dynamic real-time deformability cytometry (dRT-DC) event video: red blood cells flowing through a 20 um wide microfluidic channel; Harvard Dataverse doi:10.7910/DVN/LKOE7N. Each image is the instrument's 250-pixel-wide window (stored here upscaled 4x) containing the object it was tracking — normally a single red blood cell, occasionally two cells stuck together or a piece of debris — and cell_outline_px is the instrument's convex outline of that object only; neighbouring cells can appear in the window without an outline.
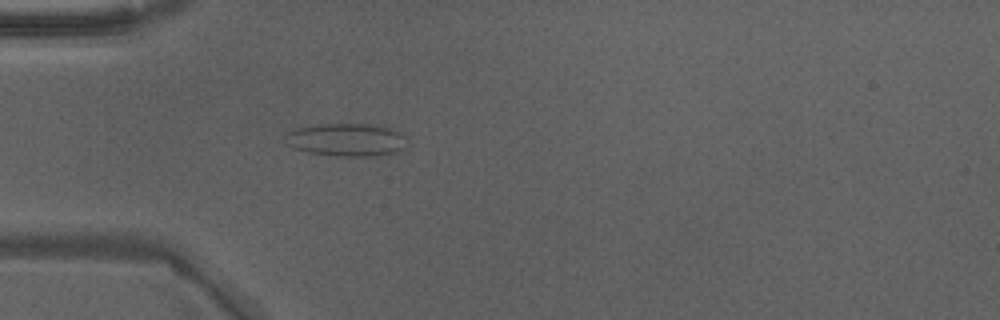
{"species": "Egyptian fruit bat (a non-hibernating species)", "species_latin": "Rousettus aegyptiacus", "temperature_condition": "warm", "stored_images_in_passage": 48, "camera_frame_rate_fps": 3000, "um_per_image_px": 0.085, "animal": {"sex": "male"}, "frame": {"image": 1, "passage_image": 14, "time_ms": 4.333, "image_size_px": [1000, 320], "cell_outline_px": [[408, 140], [396, 152], [376, 156], [336, 156], [308, 152], [296, 148], [288, 144], [292, 132], [296, 128], [320, 124], [376, 124], [400, 132]], "centroid_in_image_um": [29.54, 11.88], "position_along_channel_um": 55.5, "area_um2": 22.77}}
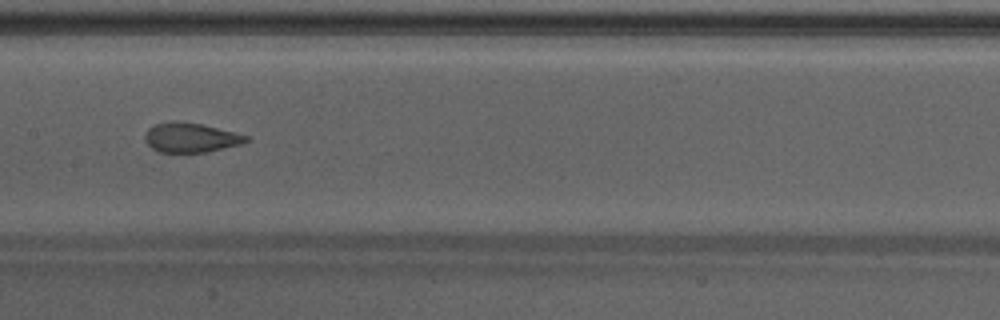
{"frame": {"image": 2, "passage_image": 24, "time_ms": 7.667, "image_size_px": [1000, 320], "cell_outline_px": [[252, 140], [240, 144], [204, 152], [160, 152], [152, 148], [144, 140], [144, 132], [148, 128], [156, 124], [176, 120], [200, 124], [248, 136]], "centroid_in_image_um": [16.16, 11.69], "position_along_channel_um": 191.2, "area_um2": 17.22}}
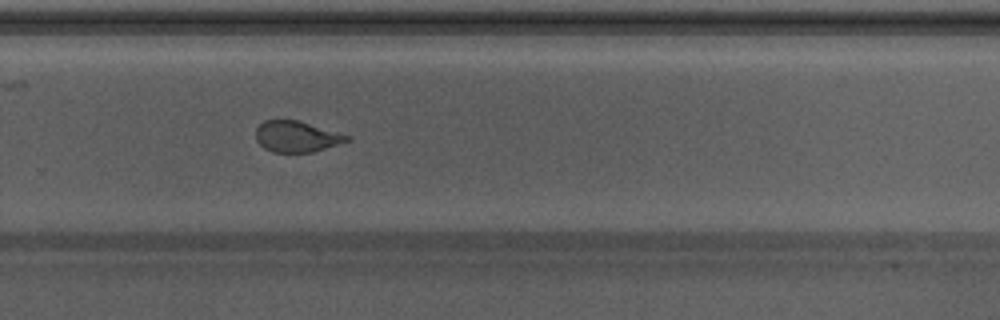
{"frame": {"image": 3, "passage_image": 32, "time_ms": 10.333, "image_size_px": [1000, 320], "cell_outline_px": [[352, 140], [312, 152], [272, 152], [264, 148], [256, 140], [256, 128], [264, 120], [296, 120], [352, 136]], "centroid_in_image_um": [25.22, 11.61], "position_along_channel_um": 304.6, "area_um2": 16.42}, "authors_computed_cell_mechanics": {"area_um2": 19.5364, "velocity_mm_per_s": 4.2763, "shape_relaxation_time_tau1_ms": null, "shape_relaxation_time_tau2_ms": 1.082, "deformation_change_tau1": null, "deformation_change_tau2": 0.0783}}